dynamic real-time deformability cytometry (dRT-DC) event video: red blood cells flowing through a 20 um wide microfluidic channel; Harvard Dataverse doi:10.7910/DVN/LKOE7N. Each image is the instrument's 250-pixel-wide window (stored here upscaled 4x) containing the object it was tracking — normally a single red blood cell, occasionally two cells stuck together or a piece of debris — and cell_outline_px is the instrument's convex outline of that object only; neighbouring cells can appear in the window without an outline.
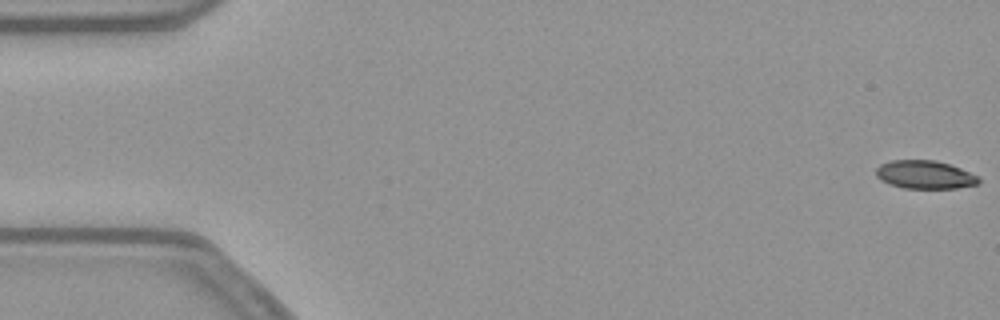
{"species": "common noctule bat (a hibernating species)", "species_latin": "Nyctalus noctula", "temperature_condition": "warm", "stored_images_in_passage": 54, "camera_frame_rate_fps": 3000, "um_per_image_px": 0.085, "animal": {"sex": "female", "body_mass_g": 21.9}, "frame": {"image": 1, "passage_image": 1, "time_ms": 0.0, "image_size_px": [1000, 320], "cell_outline_px": [[980, 184], [956, 188], [904, 188], [888, 184], [880, 180], [876, 176], [876, 168], [880, 164], [892, 160], [936, 160], [960, 168], [976, 176], [980, 180]], "centroid_in_image_um": [78.58, 14.85], "position_along_channel_um": 6.4, "area_um2": 16.88}}
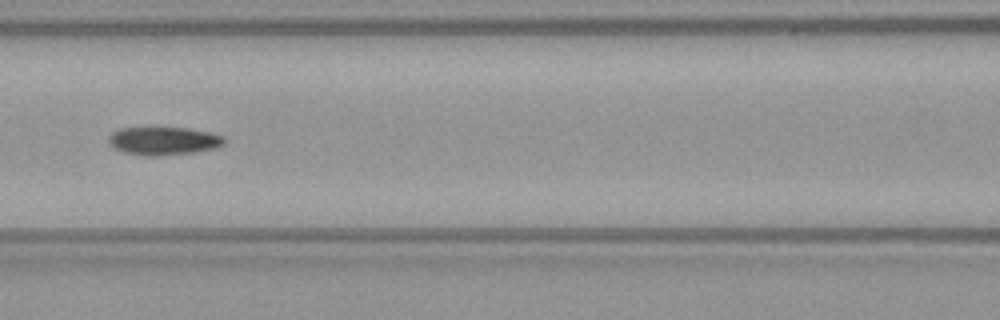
{"frame": {"image": 2, "passage_image": 24, "time_ms": 7.667, "image_size_px": [1000, 320], "cell_outline_px": [[224, 144], [212, 148], [196, 152], [160, 156], [144, 156], [124, 152], [112, 148], [108, 144], [108, 136], [112, 132], [120, 128], [188, 128], [208, 132], [224, 136]], "centroid_in_image_um": [13.84, 11.98], "position_along_channel_um": 152.8, "area_um2": 19.02}}
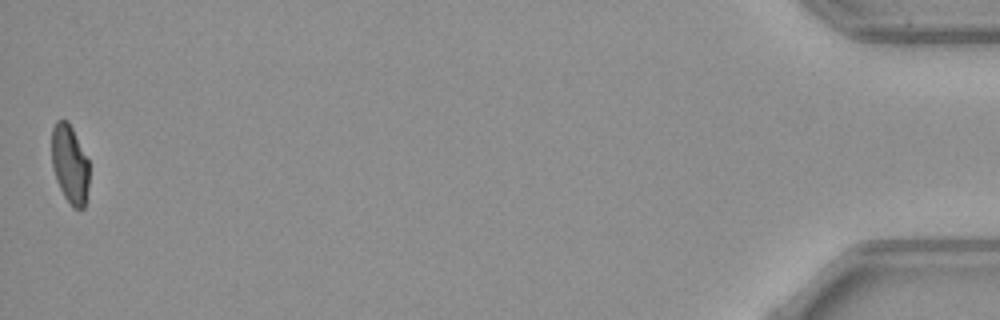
{"frame": {"image": 3, "passage_image": 54, "time_ms": 17.667, "image_size_px": [1000, 320], "cell_outline_px": [[88, 184], [84, 208], [72, 208], [64, 196], [56, 180], [52, 168], [52, 128], [56, 120], [68, 120], [88, 160]], "centroid_in_image_um": [5.91, 13.95], "position_along_channel_um": 429.3, "area_um2": 17.05}, "authors_computed_cell_mechanics": {"area_um2": 18.6983, "velocity_mm_per_s": 3.8049, "shape_relaxation_time_tau1_ms": null, "shape_relaxation_time_tau2_ms": 5.7141, "deformation_change_tau1": null, "deformation_change_tau2": 0.1172}}